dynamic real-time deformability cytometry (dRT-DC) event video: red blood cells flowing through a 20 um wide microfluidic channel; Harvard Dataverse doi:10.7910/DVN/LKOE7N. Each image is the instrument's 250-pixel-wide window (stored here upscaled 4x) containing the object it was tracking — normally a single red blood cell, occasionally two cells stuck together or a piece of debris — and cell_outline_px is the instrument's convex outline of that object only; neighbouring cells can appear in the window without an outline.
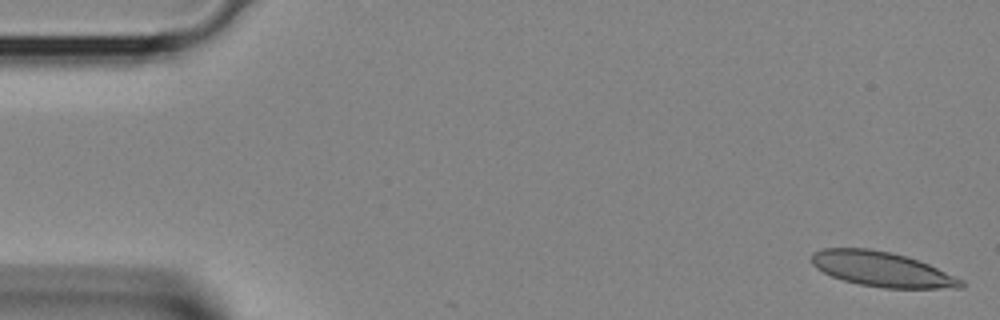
{"species": "Egyptian fruit bat (a non-hibernating species)", "species_latin": "Rousettus aegyptiacus", "temperature_condition": "room temperature", "stored_images_in_passage": 37, "camera_frame_rate_fps": 3000, "um_per_image_px": 0.085, "animal": {"sex": "female"}, "frame": {"image": 1, "passage_image": 1, "time_ms": 0.0, "image_size_px": [1000, 320], "cell_outline_px": [[964, 288], [884, 288], [860, 284], [844, 280], [832, 276], [816, 268], [812, 264], [812, 252], [824, 248], [868, 248], [888, 252], [904, 256], [928, 264], [964, 280]], "centroid_in_image_um": [74.96, 22.89], "position_along_channel_um": 10.0, "area_um2": 30.06}}
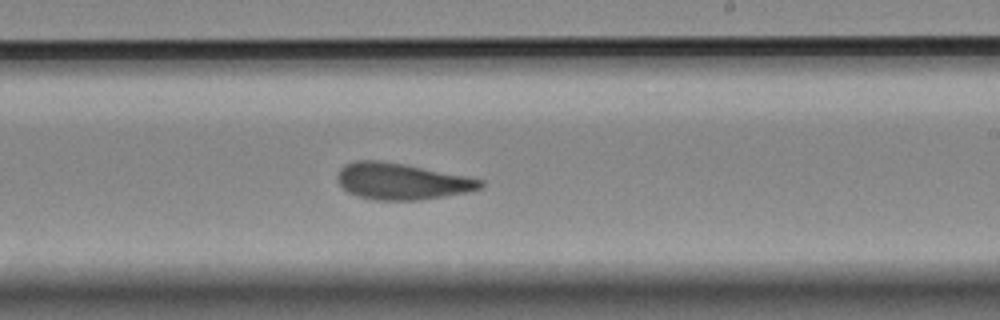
{"frame": {"image": 2, "passage_image": 22, "time_ms": 7.0, "image_size_px": [1000, 320], "cell_outline_px": [[484, 184], [480, 188], [468, 192], [420, 200], [376, 200], [356, 196], [348, 192], [336, 180], [336, 176], [340, 168], [344, 164], [356, 160], [380, 160], [404, 164], [468, 176], [484, 180]], "centroid_in_image_um": [34.12, 15.41], "position_along_channel_um": 254.9, "area_um2": 30.52}}
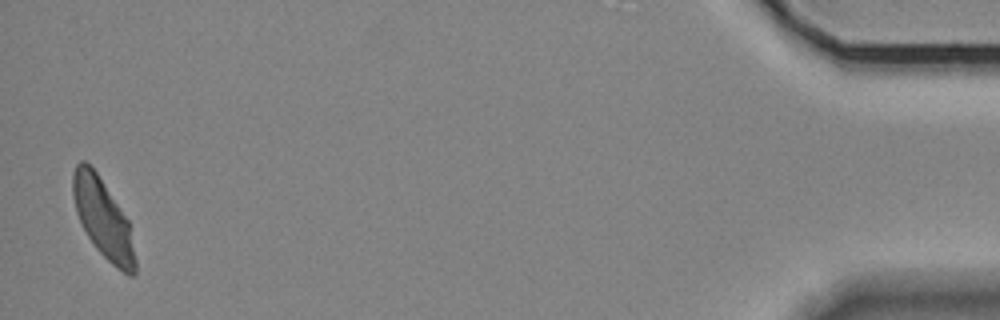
{"frame": {"image": 3, "passage_image": 37, "time_ms": 12.0, "image_size_px": [1000, 320], "cell_outline_px": [[136, 272], [132, 276], [128, 276], [116, 268], [96, 248], [88, 236], [76, 212], [72, 192], [72, 172], [76, 164], [80, 160], [84, 160], [96, 172], [128, 220], [136, 260]], "centroid_in_image_um": [8.75, 18.59], "position_along_channel_um": 426.5, "area_um2": 28.26}}